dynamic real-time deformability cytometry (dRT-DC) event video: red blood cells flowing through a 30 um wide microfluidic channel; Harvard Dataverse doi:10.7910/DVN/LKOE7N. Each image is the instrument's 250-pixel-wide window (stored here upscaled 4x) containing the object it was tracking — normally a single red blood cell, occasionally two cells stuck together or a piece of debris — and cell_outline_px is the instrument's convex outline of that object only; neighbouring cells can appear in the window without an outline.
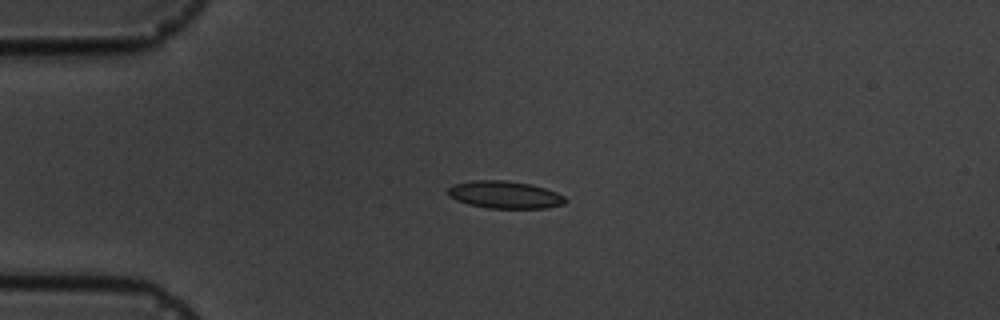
{"species": "common noctule bat (a hibernating species)", "species_latin": "Nyctalus noctula", "temperature_condition": "cold", "stored_images_in_passage": 4, "camera_frame_rate_fps": 3000, "um_per_image_px": 0.085, "animal": {"sex": "male", "body_mass_g": 19.5, "forearm_length_mm": 54.6}, "frame": {"image": 1, "passage_image": 3, "time_ms": 3.333, "image_size_px": [1000, 320], "cell_outline_px": [[568, 200], [564, 204], [548, 208], [488, 208], [468, 204], [456, 200], [448, 196], [448, 188], [452, 184], [472, 180], [504, 180], [532, 184], [556, 192], [564, 196]], "centroid_in_image_um": [42.9, 16.55], "position_along_channel_um": 42.1, "area_um2": 18.9}}